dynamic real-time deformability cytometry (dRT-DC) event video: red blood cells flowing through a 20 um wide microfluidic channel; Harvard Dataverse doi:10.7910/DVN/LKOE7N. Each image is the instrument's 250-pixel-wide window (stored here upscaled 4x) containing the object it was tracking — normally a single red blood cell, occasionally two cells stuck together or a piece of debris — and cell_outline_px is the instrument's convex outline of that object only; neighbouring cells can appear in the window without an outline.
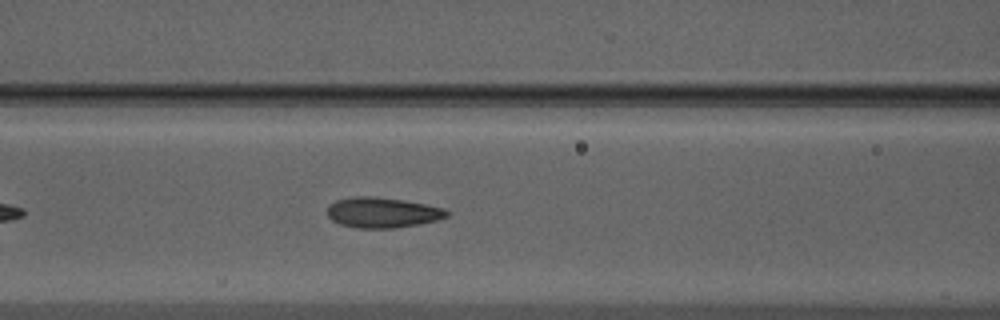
{"species": "Egyptian fruit bat (a non-hibernating species)", "species_latin": "Rousettus aegyptiacus", "temperature_condition": "warm", "stored_images_in_passage": 17, "camera_frame_rate_fps": 3000, "um_per_image_px": 0.085, "animal": {"sex": "male"}, "frame": {"image": 1, "passage_image": 10, "time_ms": 3.0, "image_size_px": [1000, 320], "cell_outline_px": [[448, 216], [436, 220], [420, 224], [392, 228], [356, 228], [340, 224], [332, 220], [328, 216], [328, 204], [336, 200], [352, 196], [368, 196], [404, 200], [444, 208], [448, 212]], "centroid_in_image_um": [32.47, 18.06], "position_along_channel_um": 134.1, "area_um2": 21.1}}